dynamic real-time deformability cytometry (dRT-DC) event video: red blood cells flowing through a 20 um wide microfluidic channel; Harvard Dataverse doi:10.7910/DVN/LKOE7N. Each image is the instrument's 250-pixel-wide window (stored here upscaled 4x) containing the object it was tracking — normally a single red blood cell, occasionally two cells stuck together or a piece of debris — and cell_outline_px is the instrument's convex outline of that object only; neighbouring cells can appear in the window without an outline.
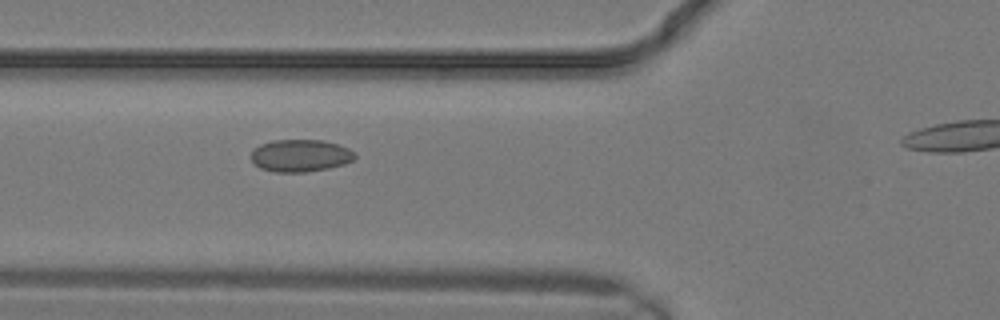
{"species": "common noctule bat (a hibernating species)", "species_latin": "Nyctalus noctula", "temperature_condition": "warm", "stored_images_in_passage": 9, "camera_frame_rate_fps": 3000, "um_per_image_px": 0.085, "animal": {"sex": "male", "body_mass_g": 19.2, "forearm_length_mm": 51.8}, "frame": {"image": 1, "passage_image": 8, "time_ms": 2.333, "image_size_px": [1000, 320], "cell_outline_px": [[356, 156], [352, 160], [344, 164], [328, 168], [304, 172], [276, 172], [260, 168], [252, 160], [252, 152], [260, 144], [272, 140], [324, 140], [348, 148], [356, 152]], "centroid_in_image_um": [25.55, 13.22], "position_along_channel_um": 100.2, "area_um2": 19.42}}